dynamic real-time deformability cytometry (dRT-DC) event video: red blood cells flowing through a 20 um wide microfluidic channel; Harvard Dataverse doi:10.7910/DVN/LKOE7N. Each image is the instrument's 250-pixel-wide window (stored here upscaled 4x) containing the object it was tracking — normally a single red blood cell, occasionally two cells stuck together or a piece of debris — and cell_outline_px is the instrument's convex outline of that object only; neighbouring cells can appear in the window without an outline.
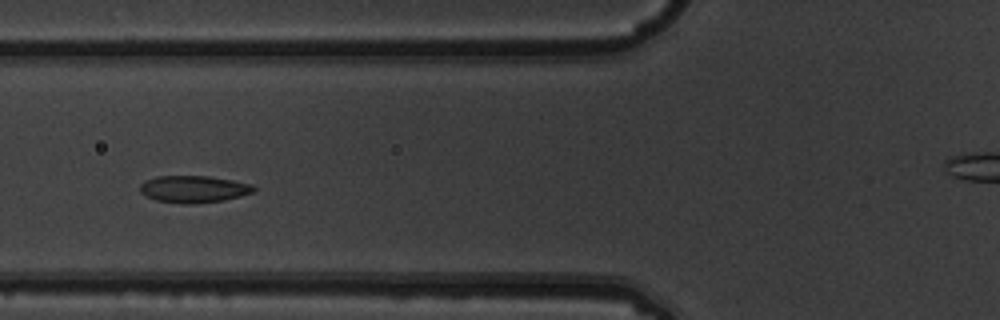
{"species": "common noctule bat (a hibernating species)", "species_latin": "Nyctalus noctula", "temperature_condition": "warm", "stored_images_in_passage": 9, "camera_frame_rate_fps": 3000, "um_per_image_px": 0.085, "animal": {"sex": "male", "body_mass_g": 19.5, "forearm_length_mm": 54.6}, "frame": {"image": 1, "passage_image": 7, "time_ms": 2.0, "image_size_px": [1000, 320], "cell_outline_px": [[256, 188], [252, 192], [240, 196], [224, 200], [192, 204], [184, 204], [156, 200], [140, 192], [140, 184], [144, 180], [156, 176], [208, 176], [232, 180], [252, 184]], "centroid_in_image_um": [16.44, 16.07], "position_along_channel_um": 109.4, "area_um2": 17.86}}
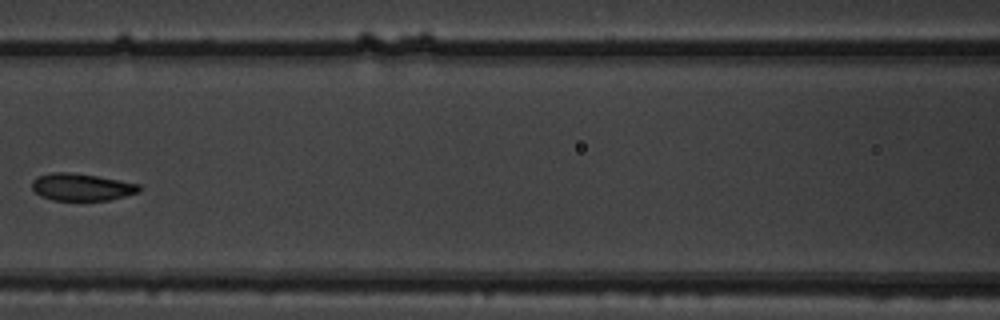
{"frame": {"image": 2, "passage_image": 8, "time_ms": 2.333, "image_size_px": [1000, 320], "cell_outline_px": [[140, 192], [108, 200], [52, 200], [40, 196], [32, 188], [32, 180], [36, 176], [52, 172], [68, 172], [96, 176], [120, 180], [140, 184]], "centroid_in_image_um": [6.91, 15.9], "position_along_channel_um": 159.7, "area_um2": 16.99}}
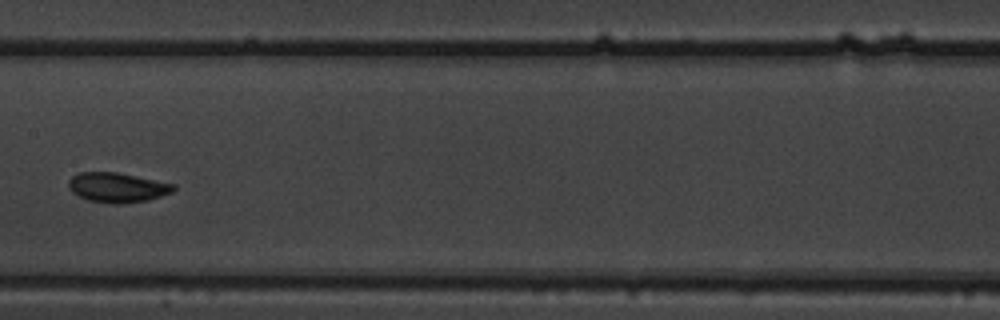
{"frame": {"image": 3, "passage_image": 9, "time_ms": 2.667, "image_size_px": [1000, 320], "cell_outline_px": [[176, 188], [172, 192], [148, 200], [120, 204], [88, 200], [72, 192], [68, 188], [68, 180], [72, 176], [80, 172], [116, 172], [176, 184]], "centroid_in_image_um": [9.97, 15.92], "position_along_channel_um": 197.4, "area_um2": 18.09}}